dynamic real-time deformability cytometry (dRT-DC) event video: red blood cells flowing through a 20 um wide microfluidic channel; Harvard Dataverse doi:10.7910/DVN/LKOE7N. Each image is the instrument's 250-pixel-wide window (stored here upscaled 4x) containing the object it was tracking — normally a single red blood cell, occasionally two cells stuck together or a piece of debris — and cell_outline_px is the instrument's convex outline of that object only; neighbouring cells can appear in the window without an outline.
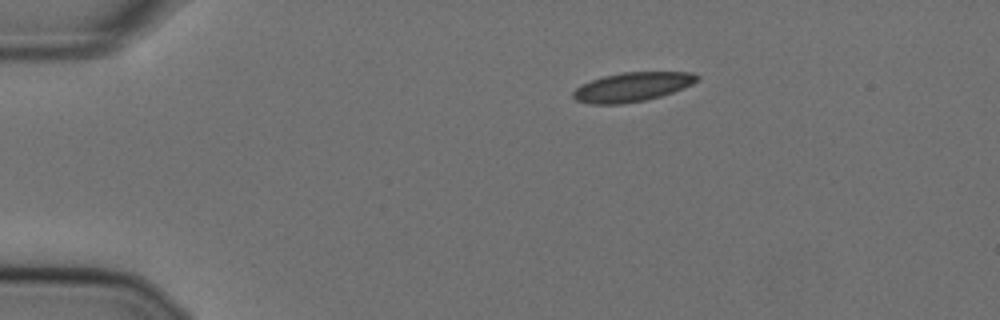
{"species": "Egyptian fruit bat (a non-hibernating species)", "species_latin": "Rousettus aegyptiacus", "temperature_condition": "cold", "stored_images_in_passage": 46, "camera_frame_rate_fps": 3000, "um_per_image_px": 0.085, "animal": {"sex": "female"}, "frame": {"image": 1, "passage_image": 1, "time_ms": 0.0, "image_size_px": [1000, 320], "cell_outline_px": [[700, 80], [684, 88], [660, 96], [644, 100], [620, 104], [588, 104], [576, 100], [572, 96], [572, 92], [576, 88], [592, 80], [604, 76], [624, 72], [692, 72], [700, 76]], "centroid_in_image_um": [53.76, 7.39], "position_along_channel_um": 31.2, "area_um2": 20.98}}
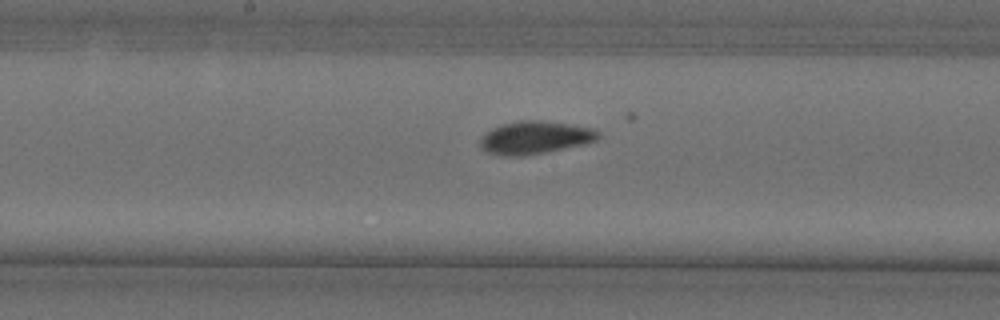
{"frame": {"image": 2, "passage_image": 20, "time_ms": 6.333, "image_size_px": [1000, 320], "cell_outline_px": [[600, 136], [596, 140], [584, 144], [524, 156], [504, 156], [488, 152], [480, 148], [480, 140], [492, 128], [504, 124], [520, 120], [540, 120], [568, 124], [592, 128], [600, 132]], "centroid_in_image_um": [45.48, 11.69], "position_along_channel_um": 202.7, "area_um2": 22.31}}
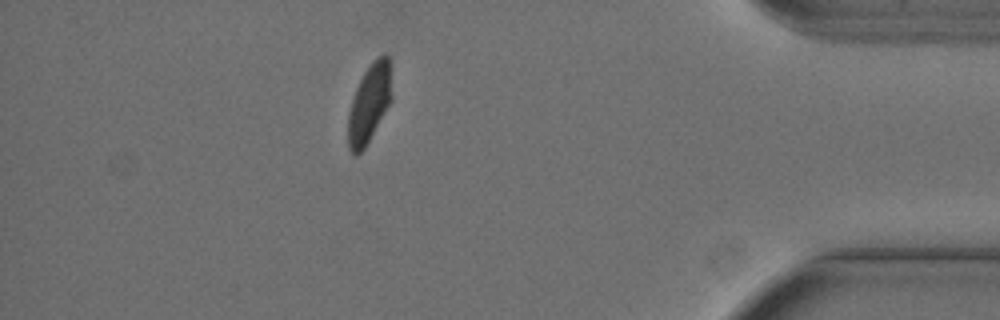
{"frame": {"image": 3, "passage_image": 40, "time_ms": 13.0, "image_size_px": [1000, 320], "cell_outline_px": [[392, 100], [364, 148], [356, 156], [348, 148], [348, 112], [356, 88], [364, 72], [372, 60], [376, 56], [388, 56], [392, 64]], "centroid_in_image_um": [31.42, 8.73], "position_along_channel_um": 403.8, "area_um2": 20.17}, "authors_computed_cell_mechanics": {"area_um2": 21.4149, "velocity_mm_per_s": 3.6216, "shape_relaxation_time_tau1_ms": 10.184, "shape_relaxation_time_tau2_ms": 1.4472, "deformation_change_tau1": 0.1871, "deformation_change_tau2": 0.0358}}